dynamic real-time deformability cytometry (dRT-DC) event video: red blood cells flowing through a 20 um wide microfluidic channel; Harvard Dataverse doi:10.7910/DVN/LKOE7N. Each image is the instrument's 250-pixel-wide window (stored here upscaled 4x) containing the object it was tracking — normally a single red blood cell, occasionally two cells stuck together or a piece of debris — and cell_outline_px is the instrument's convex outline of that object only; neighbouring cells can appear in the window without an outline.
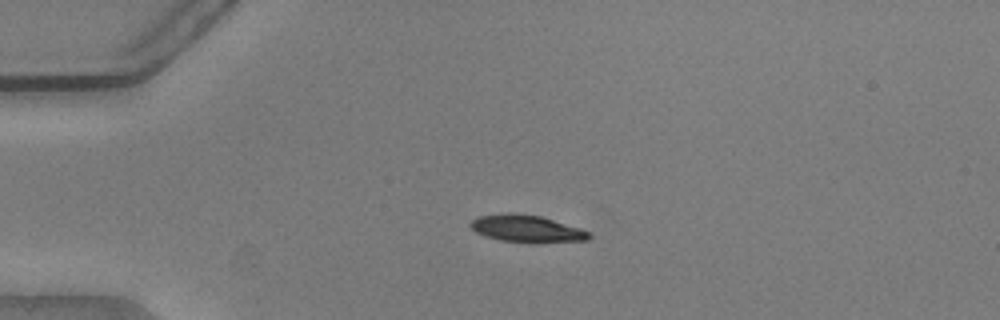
{"species": "common noctule bat (a hibernating species)", "species_latin": "Nyctalus noctula", "temperature_condition": "warm", "stored_images_in_passage": 42, "camera_frame_rate_fps": 3000, "um_per_image_px": 0.085, "animal": {"sex": "male", "body_mass_g": 20.5, "forearm_length_mm": 52.5}, "frame": {"image": 1, "passage_image": 1, "time_ms": 0.0, "image_size_px": [1000, 320], "cell_outline_px": [[592, 236], [588, 240], [528, 244], [500, 240], [476, 232], [468, 224], [472, 220], [480, 216], [504, 212], [512, 212], [540, 216], [580, 228], [588, 232]], "centroid_in_image_um": [44.77, 19.45], "position_along_channel_um": 40.2, "area_um2": 18.96}}
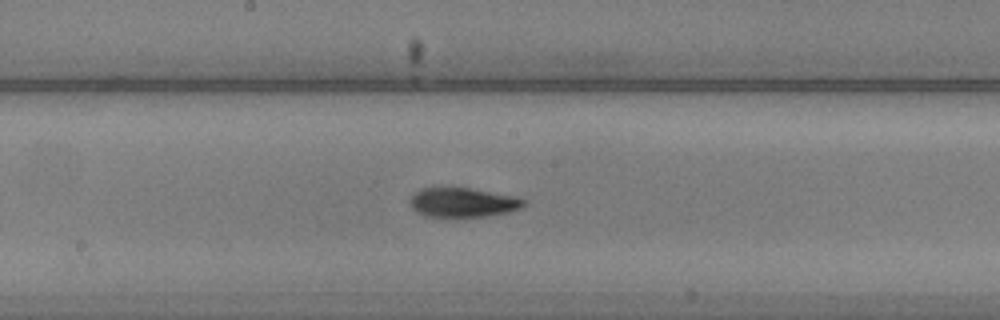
{"frame": {"image": 2, "passage_image": 17, "time_ms": 5.333, "image_size_px": [1000, 320], "cell_outline_px": [[528, 200], [524, 208], [508, 212], [488, 216], [424, 216], [416, 212], [412, 208], [408, 200], [412, 192], [420, 188], [468, 188], [516, 196]], "centroid_in_image_um": [39.35, 17.2], "position_along_channel_um": 208.9, "area_um2": 19.71}}
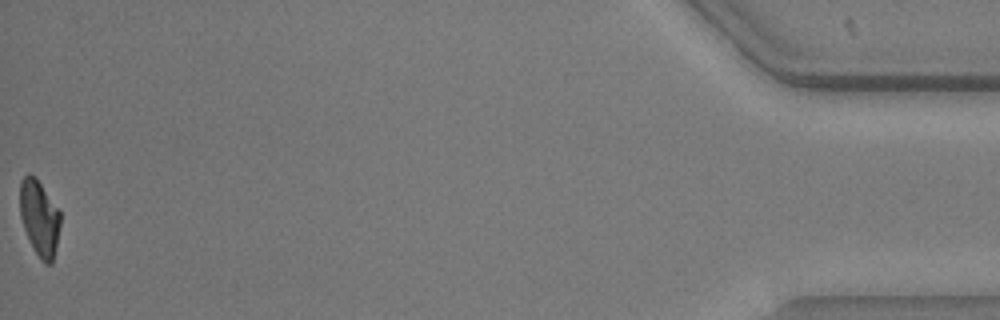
{"frame": {"image": 3, "passage_image": 42, "time_ms": 13.667, "image_size_px": [1000, 320], "cell_outline_px": [[60, 224], [52, 264], [44, 264], [36, 252], [24, 228], [20, 216], [20, 180], [28, 172], [36, 176], [60, 212]], "centroid_in_image_um": [3.34, 18.47], "position_along_channel_um": 431.9, "area_um2": 17.63}, "authors_computed_cell_mechanics": {"area_um2": 19.652, "velocity_mm_per_s": 3.7938, "shape_relaxation_time_tau1_ms": 8.5423, "shape_relaxation_time_tau2_ms": 2.6941, "deformation_change_tau1": 0.2474, "deformation_change_tau2": 0.0733}}